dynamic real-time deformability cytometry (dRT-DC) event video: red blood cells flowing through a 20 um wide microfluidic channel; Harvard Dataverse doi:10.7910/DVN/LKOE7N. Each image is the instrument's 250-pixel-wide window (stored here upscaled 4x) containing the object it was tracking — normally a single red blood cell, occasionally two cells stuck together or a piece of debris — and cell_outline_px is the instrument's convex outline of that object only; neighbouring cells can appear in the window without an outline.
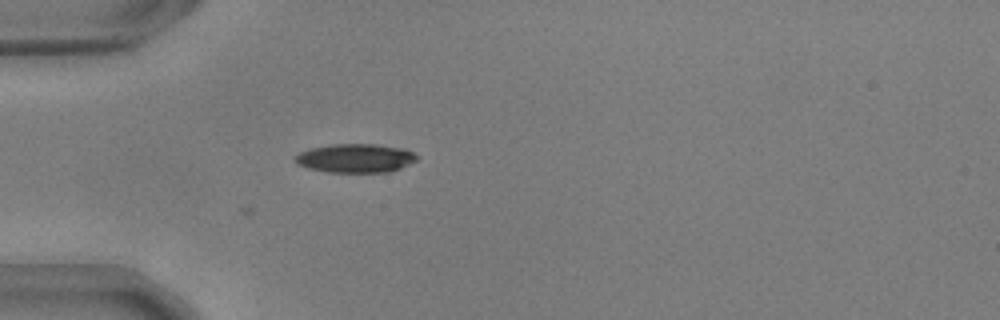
{"species": "common noctule bat (a hibernating species)", "species_latin": "Nyctalus noctula", "temperature_condition": "warm", "stored_images_in_passage": 3, "camera_frame_rate_fps": 3000, "um_per_image_px": 0.085, "animal": {"sex": "male", "body_mass_g": 17.9, "forearm_length_mm": 54.2}, "frame": {"image": 1, "passage_image": 1, "time_ms": 0.0, "image_size_px": [1000, 320], "cell_outline_px": [[416, 160], [400, 168], [388, 172], [328, 172], [308, 168], [296, 164], [296, 156], [300, 152], [312, 148], [332, 144], [376, 144], [404, 148], [412, 152], [416, 156]], "centroid_in_image_um": [30.21, 13.44], "position_along_channel_um": 54.8, "area_um2": 20.23}}